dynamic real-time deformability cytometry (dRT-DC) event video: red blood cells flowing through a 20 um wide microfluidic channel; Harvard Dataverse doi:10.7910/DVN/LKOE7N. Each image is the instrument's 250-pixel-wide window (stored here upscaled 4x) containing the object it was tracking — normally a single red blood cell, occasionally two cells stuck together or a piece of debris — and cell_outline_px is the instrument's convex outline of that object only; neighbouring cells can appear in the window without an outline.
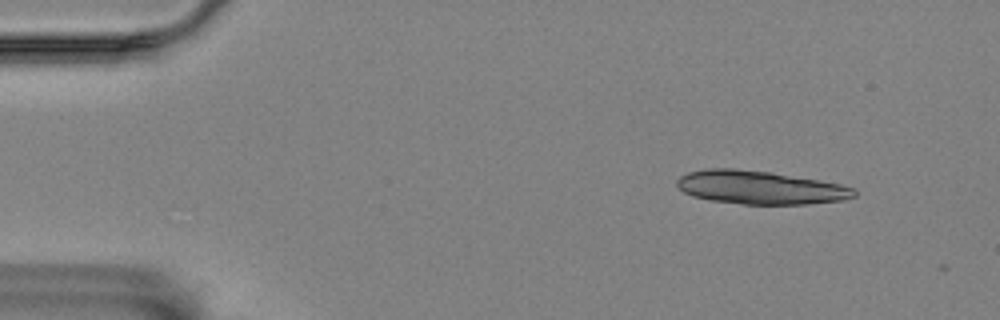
{"species": "Egyptian fruit bat (a non-hibernating species)", "species_latin": "Rousettus aegyptiacus", "temperature_condition": "room temperature", "stored_images_in_passage": 3, "camera_frame_rate_fps": 3000, "um_per_image_px": 0.085, "animal": {"sex": "female"}, "frame": {"image": 1, "passage_image": 1, "time_ms": 0.0, "image_size_px": [1000, 320], "cell_outline_px": [[856, 196], [844, 200], [808, 204], [744, 204], [712, 200], [692, 196], [684, 192], [676, 184], [676, 180], [680, 176], [688, 172], [708, 168], [736, 168], [772, 172], [820, 180], [840, 184], [856, 188]], "centroid_in_image_um": [64.63, 15.93], "position_along_channel_um": 20.4, "area_um2": 34.62}}